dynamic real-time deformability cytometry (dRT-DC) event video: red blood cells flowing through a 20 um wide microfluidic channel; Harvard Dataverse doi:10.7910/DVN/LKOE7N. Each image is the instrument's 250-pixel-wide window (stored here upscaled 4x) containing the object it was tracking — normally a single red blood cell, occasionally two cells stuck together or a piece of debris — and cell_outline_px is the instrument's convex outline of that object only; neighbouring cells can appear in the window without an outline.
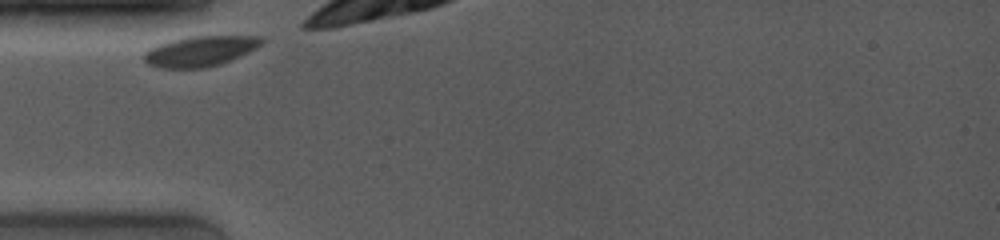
{"species": "common noctule bat (a hibernating species)", "species_latin": "Nyctalus noctula", "temperature_condition": "room temperature", "stored_images_in_passage": 5, "camera_frame_rate_fps": 4000, "um_per_image_px": 0.085, "animal": {"sex": "female", "body_mass_g": 19.0, "forearm_length_mm": 53.3}, "frame": {"image": 1, "passage_image": 1, "time_ms": 0.0, "image_size_px": [1000, 240], "cell_outline_px": [[264, 40], [256, 48], [248, 52], [220, 64], [204, 68], [160, 68], [148, 64], [144, 60], [144, 52], [148, 48], [172, 40], [192, 36], [260, 36]], "centroid_in_image_um": [16.98, 4.35], "position_along_channel_um": 68.0, "area_um2": 20.58}}
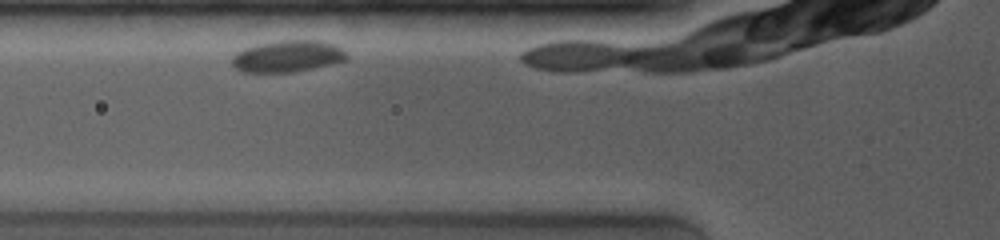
{"frame": {"image": 2, "passage_image": 2, "time_ms": 1.0, "image_size_px": [1000, 240], "cell_outline_px": [[348, 60], [312, 68], [292, 72], [240, 72], [232, 64], [232, 56], [236, 52], [244, 48], [260, 44], [280, 40], [316, 40], [332, 44], [340, 48], [348, 56]], "centroid_in_image_um": [24.42, 4.78], "position_along_channel_um": 101.4, "area_um2": 20.98}}